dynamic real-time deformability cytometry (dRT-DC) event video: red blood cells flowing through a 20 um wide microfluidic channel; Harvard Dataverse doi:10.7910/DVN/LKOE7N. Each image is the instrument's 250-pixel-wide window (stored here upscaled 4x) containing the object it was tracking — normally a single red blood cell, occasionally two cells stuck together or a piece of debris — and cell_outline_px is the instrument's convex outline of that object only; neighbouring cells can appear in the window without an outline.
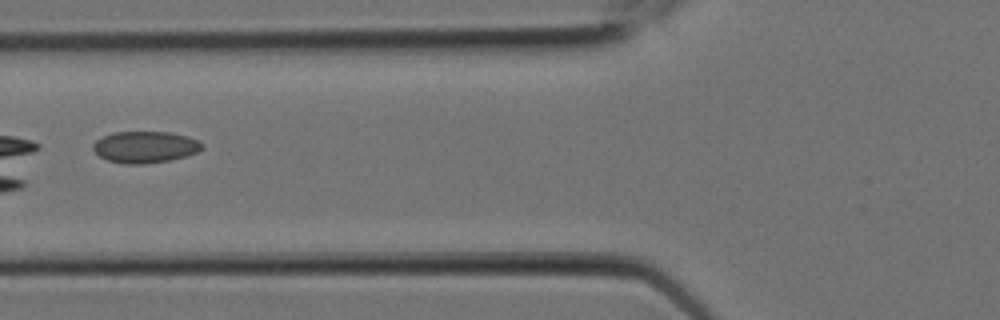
{"species": "Egyptian fruit bat (a non-hibernating species)", "species_latin": "Rousettus aegyptiacus", "temperature_condition": "room temperature", "stored_images_in_passage": 11, "camera_frame_rate_fps": 3000, "um_per_image_px": 0.085, "animal": {"sex": "female"}, "frame": {"image": 1, "passage_image": 8, "time_ms": 2.333, "image_size_px": [1000, 320], "cell_outline_px": [[204, 148], [196, 152], [172, 160], [144, 164], [124, 164], [108, 160], [100, 156], [92, 148], [92, 144], [96, 140], [112, 132], [168, 132], [188, 136], [200, 140], [204, 144]], "centroid_in_image_um": [12.35, 12.49], "position_along_channel_um": 113.4, "area_um2": 20.17}}